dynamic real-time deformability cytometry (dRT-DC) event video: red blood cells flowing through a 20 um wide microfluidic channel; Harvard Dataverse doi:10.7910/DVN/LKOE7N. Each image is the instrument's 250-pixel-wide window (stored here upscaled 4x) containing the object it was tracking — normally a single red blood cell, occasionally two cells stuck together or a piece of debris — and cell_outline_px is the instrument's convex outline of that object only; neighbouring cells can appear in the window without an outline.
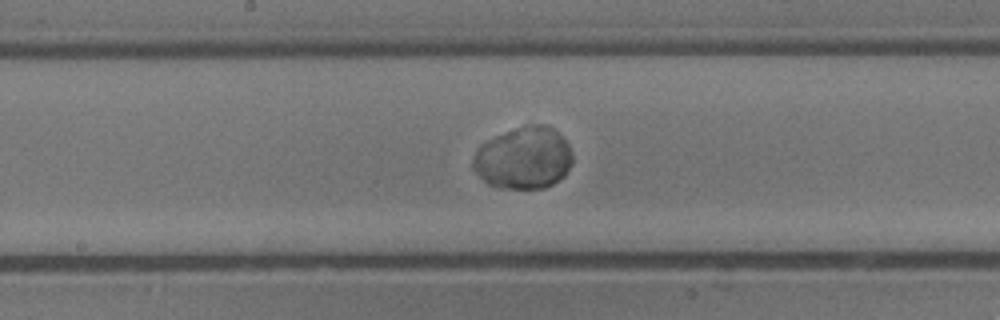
{"species": "common noctule bat (a hibernating species)", "species_latin": "Nyctalus noctula", "temperature_condition": "cold", "stored_images_in_passage": 48, "camera_frame_rate_fps": 3000, "um_per_image_px": 0.085, "animal": {"sex": "male", "body_mass_g": 13.3}, "frame": {"image": 1, "passage_image": 22, "time_ms": 7.0, "image_size_px": [1000, 320], "cell_outline_px": [[572, 164], [564, 176], [552, 184], [544, 188], [500, 188], [488, 184], [472, 168], [472, 164], [476, 148], [480, 144], [496, 136], [532, 124], [544, 124], [552, 128], [568, 144], [572, 152]], "centroid_in_image_um": [44.5, 13.45], "position_along_channel_um": 203.7, "area_um2": 35.66}}